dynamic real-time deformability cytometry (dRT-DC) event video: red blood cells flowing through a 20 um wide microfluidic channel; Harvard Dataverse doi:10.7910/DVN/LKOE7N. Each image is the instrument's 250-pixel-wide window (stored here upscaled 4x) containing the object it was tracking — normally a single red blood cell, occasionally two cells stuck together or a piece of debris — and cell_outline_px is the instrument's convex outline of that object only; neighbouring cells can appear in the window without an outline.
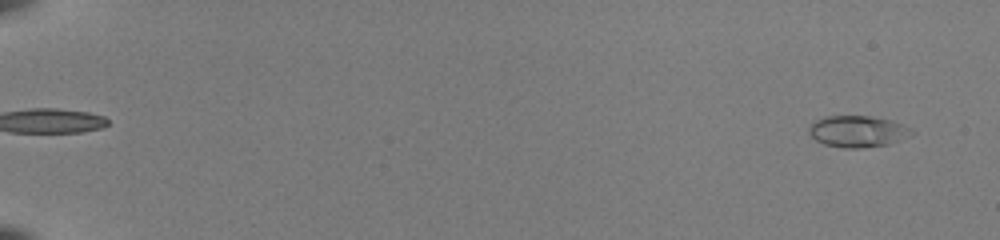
{"species": "common noctule bat (a hibernating species)", "species_latin": "Nyctalus noctula", "temperature_condition": "room temperature", "stored_images_in_passage": 53, "camera_frame_rate_fps": 3000, "um_per_image_px": 0.085, "animal": {"sex": "female", "body_mass_g": 22.0, "forearm_length_mm": 56.7}, "frame": {"image": 1, "passage_image": 3, "time_ms": 0.667, "image_size_px": [1000, 240], "cell_outline_px": [[916, 132], [908, 136], [888, 144], [860, 148], [844, 148], [824, 144], [816, 140], [808, 132], [808, 128], [816, 120], [824, 116], [868, 116], [888, 120], [900, 124]], "centroid_in_image_um": [72.85, 11.17], "position_along_channel_um": 12.1, "area_um2": 18.5}}
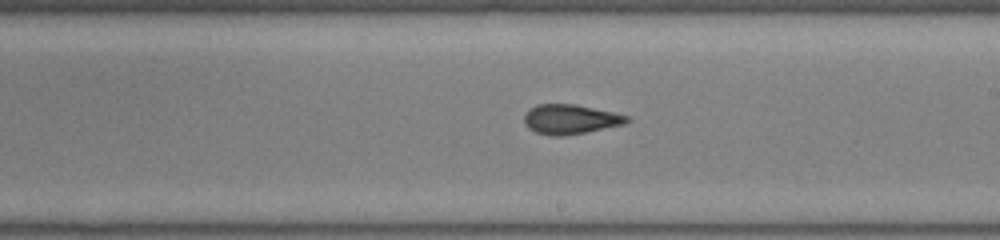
{"frame": {"image": 2, "passage_image": 34, "time_ms": 11.0, "image_size_px": [1000, 240], "cell_outline_px": [[632, 120], [624, 124], [564, 136], [552, 136], [536, 132], [528, 128], [524, 124], [524, 112], [528, 108], [536, 104], [576, 104], [612, 112], [628, 116]], "centroid_in_image_um": [48.43, 10.13], "position_along_channel_um": 240.6, "area_um2": 17.8}}
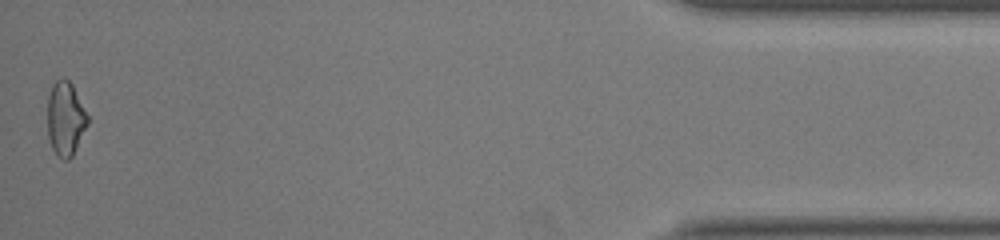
{"frame": {"image": 3, "passage_image": 53, "time_ms": 17.333, "image_size_px": [1000, 240], "cell_outline_px": [[88, 124], [72, 156], [68, 160], [64, 160], [56, 156], [52, 148], [48, 136], [48, 96], [52, 84], [60, 76], [64, 76], [72, 84], [88, 116]], "centroid_in_image_um": [5.55, 10.07], "position_along_channel_um": 429.6, "area_um2": 17.4}, "authors_computed_cell_mechanics": {"area_um2": 17.6868, "velocity_mm_per_s": 4.0429, "shape_relaxation_time_tau1_ms": null, "shape_relaxation_time_tau2_ms": 1.8125, "deformation_change_tau1": null, "deformation_change_tau2": 0.0744}}